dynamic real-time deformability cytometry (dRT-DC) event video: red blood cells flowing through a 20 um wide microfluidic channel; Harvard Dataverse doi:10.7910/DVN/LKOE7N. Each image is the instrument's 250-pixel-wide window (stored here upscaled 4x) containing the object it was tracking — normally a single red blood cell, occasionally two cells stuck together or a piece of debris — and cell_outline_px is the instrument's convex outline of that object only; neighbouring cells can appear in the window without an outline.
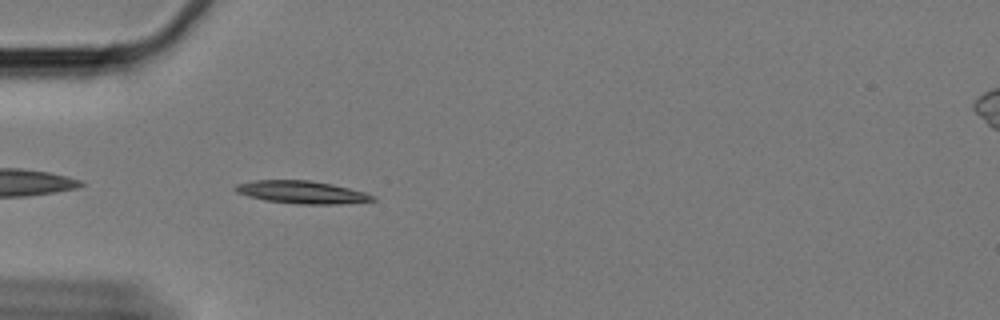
{"species": "Egyptian fruit bat (a non-hibernating species)", "species_latin": "Rousettus aegyptiacus", "temperature_condition": "cold", "stored_images_in_passage": 40, "camera_frame_rate_fps": 3000, "um_per_image_px": 0.085, "animal": {"sex": "female"}, "frame": {"image": 1, "passage_image": 2, "time_ms": 0.333, "image_size_px": [1000, 320], "cell_outline_px": [[376, 200], [332, 204], [300, 204], [264, 200], [248, 196], [236, 192], [232, 188], [236, 184], [256, 180], [308, 180], [332, 184], [364, 192], [376, 196]], "centroid_in_image_um": [25.61, 16.33], "position_along_channel_um": 59.4, "area_um2": 17.98}}
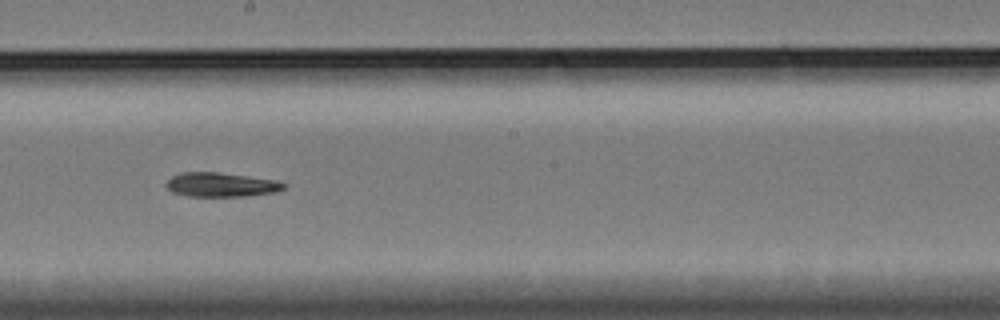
{"frame": {"image": 2, "passage_image": 18, "time_ms": 5.667, "image_size_px": [1000, 320], "cell_outline_px": [[288, 184], [284, 188], [276, 192], [244, 196], [188, 196], [172, 192], [164, 184], [172, 176], [184, 172], [220, 172], [276, 180]], "centroid_in_image_um": [18.8, 15.69], "position_along_channel_um": 229.4, "area_um2": 16.59}}
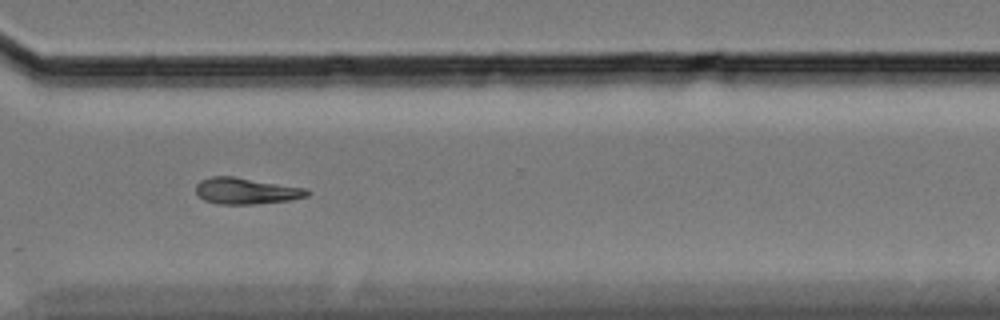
{"frame": {"image": 3, "passage_image": 29, "time_ms": 9.333, "image_size_px": [1000, 320], "cell_outline_px": [[312, 192], [308, 196], [292, 200], [256, 204], [216, 204], [204, 200], [196, 192], [196, 184], [200, 180], [212, 176], [236, 176], [308, 188]], "centroid_in_image_um": [20.97, 16.22], "position_along_channel_um": 349.6, "area_um2": 17.46}}